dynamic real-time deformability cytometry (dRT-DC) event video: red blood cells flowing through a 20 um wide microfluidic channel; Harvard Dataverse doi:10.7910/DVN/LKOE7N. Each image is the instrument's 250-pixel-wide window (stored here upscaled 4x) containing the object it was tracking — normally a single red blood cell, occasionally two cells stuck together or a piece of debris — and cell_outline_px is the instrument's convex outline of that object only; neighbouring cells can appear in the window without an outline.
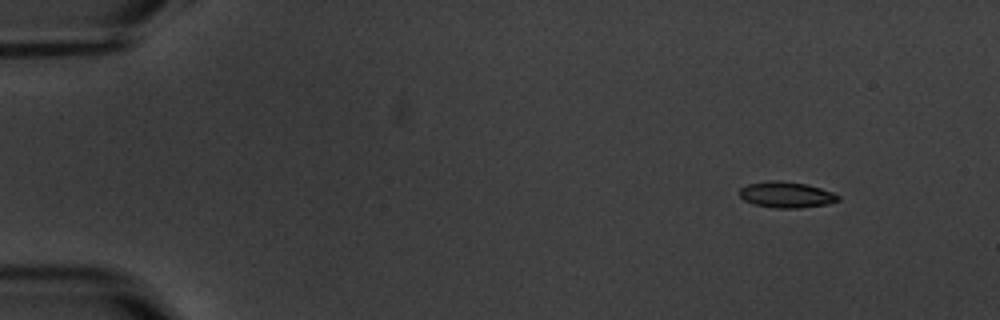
{"species": "common noctule bat (a hibernating species)", "species_latin": "Nyctalus noctula", "temperature_condition": "warm", "stored_images_in_passage": 4, "camera_frame_rate_fps": 3000, "um_per_image_px": 0.085, "animal": {"sex": "male", "body_mass_g": 20.1, "forearm_length_mm": 53.5}, "frame": {"image": 1, "passage_image": 1, "time_ms": 0.0, "image_size_px": [1000, 320], "cell_outline_px": [[840, 200], [824, 204], [800, 208], [776, 208], [752, 204], [744, 200], [740, 196], [740, 188], [748, 184], [768, 180], [780, 180], [808, 184], [832, 192], [840, 196]], "centroid_in_image_um": [66.82, 16.54], "position_along_channel_um": 18.2, "area_um2": 14.97}}